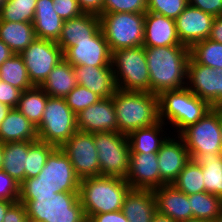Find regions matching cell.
<instances>
[{"label":"cell","instance_id":"cell-1","mask_svg":"<svg viewBox=\"0 0 222 222\" xmlns=\"http://www.w3.org/2000/svg\"><path fill=\"white\" fill-rule=\"evenodd\" d=\"M80 178L61 148H55L36 177L20 184L19 200H33L36 196H55L61 192H79Z\"/></svg>","mask_w":222,"mask_h":222},{"label":"cell","instance_id":"cell-2","mask_svg":"<svg viewBox=\"0 0 222 222\" xmlns=\"http://www.w3.org/2000/svg\"><path fill=\"white\" fill-rule=\"evenodd\" d=\"M150 77V93L186 87L187 63L190 50L187 46L144 47Z\"/></svg>","mask_w":222,"mask_h":222},{"label":"cell","instance_id":"cell-3","mask_svg":"<svg viewBox=\"0 0 222 222\" xmlns=\"http://www.w3.org/2000/svg\"><path fill=\"white\" fill-rule=\"evenodd\" d=\"M112 98L116 110L117 132L128 135L133 130L149 127L160 121L159 98L156 94L117 89Z\"/></svg>","mask_w":222,"mask_h":222},{"label":"cell","instance_id":"cell-4","mask_svg":"<svg viewBox=\"0 0 222 222\" xmlns=\"http://www.w3.org/2000/svg\"><path fill=\"white\" fill-rule=\"evenodd\" d=\"M130 189L126 180L120 177L100 175L80 179L79 199L86 219L95 214L122 210Z\"/></svg>","mask_w":222,"mask_h":222},{"label":"cell","instance_id":"cell-5","mask_svg":"<svg viewBox=\"0 0 222 222\" xmlns=\"http://www.w3.org/2000/svg\"><path fill=\"white\" fill-rule=\"evenodd\" d=\"M159 119L172 124L179 134L183 129L199 121L212 107L188 88L164 91L159 96ZM167 120V122H165ZM175 125V126H174Z\"/></svg>","mask_w":222,"mask_h":222},{"label":"cell","instance_id":"cell-6","mask_svg":"<svg viewBox=\"0 0 222 222\" xmlns=\"http://www.w3.org/2000/svg\"><path fill=\"white\" fill-rule=\"evenodd\" d=\"M26 208L30 222H84L86 220L79 192L36 196L33 200H18Z\"/></svg>","mask_w":222,"mask_h":222},{"label":"cell","instance_id":"cell-7","mask_svg":"<svg viewBox=\"0 0 222 222\" xmlns=\"http://www.w3.org/2000/svg\"><path fill=\"white\" fill-rule=\"evenodd\" d=\"M111 66L117 89L150 92V77L144 46L112 52Z\"/></svg>","mask_w":222,"mask_h":222},{"label":"cell","instance_id":"cell-8","mask_svg":"<svg viewBox=\"0 0 222 222\" xmlns=\"http://www.w3.org/2000/svg\"><path fill=\"white\" fill-rule=\"evenodd\" d=\"M99 19L111 52L143 46L145 13H102Z\"/></svg>","mask_w":222,"mask_h":222},{"label":"cell","instance_id":"cell-9","mask_svg":"<svg viewBox=\"0 0 222 222\" xmlns=\"http://www.w3.org/2000/svg\"><path fill=\"white\" fill-rule=\"evenodd\" d=\"M36 129L38 140L61 148L77 131V116L65 98L48 97L42 120Z\"/></svg>","mask_w":222,"mask_h":222},{"label":"cell","instance_id":"cell-10","mask_svg":"<svg viewBox=\"0 0 222 222\" xmlns=\"http://www.w3.org/2000/svg\"><path fill=\"white\" fill-rule=\"evenodd\" d=\"M94 144L100 165V175L126 179L129 171L130 145L120 132L94 133Z\"/></svg>","mask_w":222,"mask_h":222},{"label":"cell","instance_id":"cell-11","mask_svg":"<svg viewBox=\"0 0 222 222\" xmlns=\"http://www.w3.org/2000/svg\"><path fill=\"white\" fill-rule=\"evenodd\" d=\"M221 111L212 108L199 121L183 129L178 135L188 149L190 159L198 153H222Z\"/></svg>","mask_w":222,"mask_h":222},{"label":"cell","instance_id":"cell-12","mask_svg":"<svg viewBox=\"0 0 222 222\" xmlns=\"http://www.w3.org/2000/svg\"><path fill=\"white\" fill-rule=\"evenodd\" d=\"M33 86H41L54 67L63 59V51L55 41L35 39L20 53Z\"/></svg>","mask_w":222,"mask_h":222},{"label":"cell","instance_id":"cell-13","mask_svg":"<svg viewBox=\"0 0 222 222\" xmlns=\"http://www.w3.org/2000/svg\"><path fill=\"white\" fill-rule=\"evenodd\" d=\"M80 179L100 176L94 133L77 130L61 147Z\"/></svg>","mask_w":222,"mask_h":222},{"label":"cell","instance_id":"cell-14","mask_svg":"<svg viewBox=\"0 0 222 222\" xmlns=\"http://www.w3.org/2000/svg\"><path fill=\"white\" fill-rule=\"evenodd\" d=\"M186 88L212 108H217L222 103V69L198 64L190 57L187 63Z\"/></svg>","mask_w":222,"mask_h":222},{"label":"cell","instance_id":"cell-15","mask_svg":"<svg viewBox=\"0 0 222 222\" xmlns=\"http://www.w3.org/2000/svg\"><path fill=\"white\" fill-rule=\"evenodd\" d=\"M64 59L74 66L112 67V52L100 29L91 40L78 41L64 54Z\"/></svg>","mask_w":222,"mask_h":222},{"label":"cell","instance_id":"cell-16","mask_svg":"<svg viewBox=\"0 0 222 222\" xmlns=\"http://www.w3.org/2000/svg\"><path fill=\"white\" fill-rule=\"evenodd\" d=\"M171 135L172 134H170L157 152L160 187L162 185L173 184L181 170L190 160L188 149L182 138L178 134L172 135V137Z\"/></svg>","mask_w":222,"mask_h":222},{"label":"cell","instance_id":"cell-17","mask_svg":"<svg viewBox=\"0 0 222 222\" xmlns=\"http://www.w3.org/2000/svg\"><path fill=\"white\" fill-rule=\"evenodd\" d=\"M214 16L191 5L175 19L181 44L191 47L196 42L209 37Z\"/></svg>","mask_w":222,"mask_h":222},{"label":"cell","instance_id":"cell-18","mask_svg":"<svg viewBox=\"0 0 222 222\" xmlns=\"http://www.w3.org/2000/svg\"><path fill=\"white\" fill-rule=\"evenodd\" d=\"M76 116L79 131L87 133L117 131L116 110L112 97L102 98Z\"/></svg>","mask_w":222,"mask_h":222},{"label":"cell","instance_id":"cell-19","mask_svg":"<svg viewBox=\"0 0 222 222\" xmlns=\"http://www.w3.org/2000/svg\"><path fill=\"white\" fill-rule=\"evenodd\" d=\"M126 182L131 189L154 190L160 187L157 153H130Z\"/></svg>","mask_w":222,"mask_h":222},{"label":"cell","instance_id":"cell-20","mask_svg":"<svg viewBox=\"0 0 222 222\" xmlns=\"http://www.w3.org/2000/svg\"><path fill=\"white\" fill-rule=\"evenodd\" d=\"M144 47L186 46L181 44L174 19L153 12L145 13Z\"/></svg>","mask_w":222,"mask_h":222},{"label":"cell","instance_id":"cell-21","mask_svg":"<svg viewBox=\"0 0 222 222\" xmlns=\"http://www.w3.org/2000/svg\"><path fill=\"white\" fill-rule=\"evenodd\" d=\"M153 192L158 213L169 216L176 222L192 219L189 195L178 190L173 184L162 185Z\"/></svg>","mask_w":222,"mask_h":222},{"label":"cell","instance_id":"cell-22","mask_svg":"<svg viewBox=\"0 0 222 222\" xmlns=\"http://www.w3.org/2000/svg\"><path fill=\"white\" fill-rule=\"evenodd\" d=\"M99 16L82 13L80 16L63 22L61 35L56 42L62 49L63 54L78 41L91 40L100 30Z\"/></svg>","mask_w":222,"mask_h":222},{"label":"cell","instance_id":"cell-23","mask_svg":"<svg viewBox=\"0 0 222 222\" xmlns=\"http://www.w3.org/2000/svg\"><path fill=\"white\" fill-rule=\"evenodd\" d=\"M78 85H82L101 98H110L117 90L112 67L74 66Z\"/></svg>","mask_w":222,"mask_h":222},{"label":"cell","instance_id":"cell-24","mask_svg":"<svg viewBox=\"0 0 222 222\" xmlns=\"http://www.w3.org/2000/svg\"><path fill=\"white\" fill-rule=\"evenodd\" d=\"M121 211L129 222H151L157 212L153 190L130 189Z\"/></svg>","mask_w":222,"mask_h":222},{"label":"cell","instance_id":"cell-25","mask_svg":"<svg viewBox=\"0 0 222 222\" xmlns=\"http://www.w3.org/2000/svg\"><path fill=\"white\" fill-rule=\"evenodd\" d=\"M63 22L54 11L53 0H37L33 21L36 38L57 42Z\"/></svg>","mask_w":222,"mask_h":222},{"label":"cell","instance_id":"cell-26","mask_svg":"<svg viewBox=\"0 0 222 222\" xmlns=\"http://www.w3.org/2000/svg\"><path fill=\"white\" fill-rule=\"evenodd\" d=\"M36 127L16 108H11L0 124V142L36 141Z\"/></svg>","mask_w":222,"mask_h":222},{"label":"cell","instance_id":"cell-27","mask_svg":"<svg viewBox=\"0 0 222 222\" xmlns=\"http://www.w3.org/2000/svg\"><path fill=\"white\" fill-rule=\"evenodd\" d=\"M166 124L162 121L140 129L131 131L127 137L130 145V153H157L162 144L169 137L164 129ZM164 127V128H163ZM167 136H165V134Z\"/></svg>","mask_w":222,"mask_h":222},{"label":"cell","instance_id":"cell-28","mask_svg":"<svg viewBox=\"0 0 222 222\" xmlns=\"http://www.w3.org/2000/svg\"><path fill=\"white\" fill-rule=\"evenodd\" d=\"M77 85L73 66L63 59L40 87L49 97L65 98Z\"/></svg>","mask_w":222,"mask_h":222},{"label":"cell","instance_id":"cell-29","mask_svg":"<svg viewBox=\"0 0 222 222\" xmlns=\"http://www.w3.org/2000/svg\"><path fill=\"white\" fill-rule=\"evenodd\" d=\"M36 38L33 23L0 21V40H2L14 54H20Z\"/></svg>","mask_w":222,"mask_h":222},{"label":"cell","instance_id":"cell-30","mask_svg":"<svg viewBox=\"0 0 222 222\" xmlns=\"http://www.w3.org/2000/svg\"><path fill=\"white\" fill-rule=\"evenodd\" d=\"M34 141L9 142L3 144L1 170L21 184L25 180L26 155Z\"/></svg>","mask_w":222,"mask_h":222},{"label":"cell","instance_id":"cell-31","mask_svg":"<svg viewBox=\"0 0 222 222\" xmlns=\"http://www.w3.org/2000/svg\"><path fill=\"white\" fill-rule=\"evenodd\" d=\"M193 160L202 167L205 192L222 198V153H198Z\"/></svg>","mask_w":222,"mask_h":222},{"label":"cell","instance_id":"cell-32","mask_svg":"<svg viewBox=\"0 0 222 222\" xmlns=\"http://www.w3.org/2000/svg\"><path fill=\"white\" fill-rule=\"evenodd\" d=\"M48 97L40 86H33L22 91L16 109L37 127L42 120Z\"/></svg>","mask_w":222,"mask_h":222},{"label":"cell","instance_id":"cell-33","mask_svg":"<svg viewBox=\"0 0 222 222\" xmlns=\"http://www.w3.org/2000/svg\"><path fill=\"white\" fill-rule=\"evenodd\" d=\"M192 218L213 222L222 209V198L211 193L189 195Z\"/></svg>","mask_w":222,"mask_h":222},{"label":"cell","instance_id":"cell-34","mask_svg":"<svg viewBox=\"0 0 222 222\" xmlns=\"http://www.w3.org/2000/svg\"><path fill=\"white\" fill-rule=\"evenodd\" d=\"M0 80L22 91L33 87L20 54L12 55L0 66Z\"/></svg>","mask_w":222,"mask_h":222},{"label":"cell","instance_id":"cell-35","mask_svg":"<svg viewBox=\"0 0 222 222\" xmlns=\"http://www.w3.org/2000/svg\"><path fill=\"white\" fill-rule=\"evenodd\" d=\"M190 57L198 64L222 69V44L209 38L196 42L190 48Z\"/></svg>","mask_w":222,"mask_h":222},{"label":"cell","instance_id":"cell-36","mask_svg":"<svg viewBox=\"0 0 222 222\" xmlns=\"http://www.w3.org/2000/svg\"><path fill=\"white\" fill-rule=\"evenodd\" d=\"M173 185L187 195L205 192L202 167L190 159Z\"/></svg>","mask_w":222,"mask_h":222},{"label":"cell","instance_id":"cell-37","mask_svg":"<svg viewBox=\"0 0 222 222\" xmlns=\"http://www.w3.org/2000/svg\"><path fill=\"white\" fill-rule=\"evenodd\" d=\"M37 0H8L0 12V21H34Z\"/></svg>","mask_w":222,"mask_h":222},{"label":"cell","instance_id":"cell-38","mask_svg":"<svg viewBox=\"0 0 222 222\" xmlns=\"http://www.w3.org/2000/svg\"><path fill=\"white\" fill-rule=\"evenodd\" d=\"M56 147L46 142L36 140L28 147L26 155L25 179L36 177L46 164L49 154Z\"/></svg>","mask_w":222,"mask_h":222},{"label":"cell","instance_id":"cell-39","mask_svg":"<svg viewBox=\"0 0 222 222\" xmlns=\"http://www.w3.org/2000/svg\"><path fill=\"white\" fill-rule=\"evenodd\" d=\"M102 98L82 85H77L66 97V103L77 115Z\"/></svg>","mask_w":222,"mask_h":222},{"label":"cell","instance_id":"cell-40","mask_svg":"<svg viewBox=\"0 0 222 222\" xmlns=\"http://www.w3.org/2000/svg\"><path fill=\"white\" fill-rule=\"evenodd\" d=\"M187 5V0H147V11L175 20Z\"/></svg>","mask_w":222,"mask_h":222},{"label":"cell","instance_id":"cell-41","mask_svg":"<svg viewBox=\"0 0 222 222\" xmlns=\"http://www.w3.org/2000/svg\"><path fill=\"white\" fill-rule=\"evenodd\" d=\"M147 0H104L102 13H146Z\"/></svg>","mask_w":222,"mask_h":222},{"label":"cell","instance_id":"cell-42","mask_svg":"<svg viewBox=\"0 0 222 222\" xmlns=\"http://www.w3.org/2000/svg\"><path fill=\"white\" fill-rule=\"evenodd\" d=\"M20 184L0 169V200L18 201Z\"/></svg>","mask_w":222,"mask_h":222},{"label":"cell","instance_id":"cell-43","mask_svg":"<svg viewBox=\"0 0 222 222\" xmlns=\"http://www.w3.org/2000/svg\"><path fill=\"white\" fill-rule=\"evenodd\" d=\"M54 11L63 21L80 16L83 12L77 0H53Z\"/></svg>","mask_w":222,"mask_h":222},{"label":"cell","instance_id":"cell-44","mask_svg":"<svg viewBox=\"0 0 222 222\" xmlns=\"http://www.w3.org/2000/svg\"><path fill=\"white\" fill-rule=\"evenodd\" d=\"M22 94V90L13 87L11 84H8L2 80H0V103L5 104L10 108H16L20 96Z\"/></svg>","mask_w":222,"mask_h":222},{"label":"cell","instance_id":"cell-45","mask_svg":"<svg viewBox=\"0 0 222 222\" xmlns=\"http://www.w3.org/2000/svg\"><path fill=\"white\" fill-rule=\"evenodd\" d=\"M187 3L214 17L222 15V0H187Z\"/></svg>","mask_w":222,"mask_h":222},{"label":"cell","instance_id":"cell-46","mask_svg":"<svg viewBox=\"0 0 222 222\" xmlns=\"http://www.w3.org/2000/svg\"><path fill=\"white\" fill-rule=\"evenodd\" d=\"M3 222H30L23 203L15 202L6 212Z\"/></svg>","mask_w":222,"mask_h":222},{"label":"cell","instance_id":"cell-47","mask_svg":"<svg viewBox=\"0 0 222 222\" xmlns=\"http://www.w3.org/2000/svg\"><path fill=\"white\" fill-rule=\"evenodd\" d=\"M90 220L91 222H129L121 210L95 214Z\"/></svg>","mask_w":222,"mask_h":222},{"label":"cell","instance_id":"cell-48","mask_svg":"<svg viewBox=\"0 0 222 222\" xmlns=\"http://www.w3.org/2000/svg\"><path fill=\"white\" fill-rule=\"evenodd\" d=\"M104 0H77L79 8L83 13H90L97 16L102 15Z\"/></svg>","mask_w":222,"mask_h":222},{"label":"cell","instance_id":"cell-49","mask_svg":"<svg viewBox=\"0 0 222 222\" xmlns=\"http://www.w3.org/2000/svg\"><path fill=\"white\" fill-rule=\"evenodd\" d=\"M208 38L222 44V15L214 18Z\"/></svg>","mask_w":222,"mask_h":222},{"label":"cell","instance_id":"cell-50","mask_svg":"<svg viewBox=\"0 0 222 222\" xmlns=\"http://www.w3.org/2000/svg\"><path fill=\"white\" fill-rule=\"evenodd\" d=\"M12 55H14V52L0 40V66Z\"/></svg>","mask_w":222,"mask_h":222},{"label":"cell","instance_id":"cell-51","mask_svg":"<svg viewBox=\"0 0 222 222\" xmlns=\"http://www.w3.org/2000/svg\"><path fill=\"white\" fill-rule=\"evenodd\" d=\"M18 201L0 200V222H3V218L6 215L7 210Z\"/></svg>","mask_w":222,"mask_h":222},{"label":"cell","instance_id":"cell-52","mask_svg":"<svg viewBox=\"0 0 222 222\" xmlns=\"http://www.w3.org/2000/svg\"><path fill=\"white\" fill-rule=\"evenodd\" d=\"M151 222H176V221L172 220L169 216H165L156 212Z\"/></svg>","mask_w":222,"mask_h":222},{"label":"cell","instance_id":"cell-53","mask_svg":"<svg viewBox=\"0 0 222 222\" xmlns=\"http://www.w3.org/2000/svg\"><path fill=\"white\" fill-rule=\"evenodd\" d=\"M10 109L11 108L8 107L7 105L0 103V124L5 119V117L7 116L8 112L10 111Z\"/></svg>","mask_w":222,"mask_h":222},{"label":"cell","instance_id":"cell-54","mask_svg":"<svg viewBox=\"0 0 222 222\" xmlns=\"http://www.w3.org/2000/svg\"><path fill=\"white\" fill-rule=\"evenodd\" d=\"M2 159H3V144L0 142V169L2 166Z\"/></svg>","mask_w":222,"mask_h":222},{"label":"cell","instance_id":"cell-55","mask_svg":"<svg viewBox=\"0 0 222 222\" xmlns=\"http://www.w3.org/2000/svg\"><path fill=\"white\" fill-rule=\"evenodd\" d=\"M182 222H209V221L192 218V219H189V220H186V221H182Z\"/></svg>","mask_w":222,"mask_h":222},{"label":"cell","instance_id":"cell-56","mask_svg":"<svg viewBox=\"0 0 222 222\" xmlns=\"http://www.w3.org/2000/svg\"><path fill=\"white\" fill-rule=\"evenodd\" d=\"M213 222H222V209Z\"/></svg>","mask_w":222,"mask_h":222},{"label":"cell","instance_id":"cell-57","mask_svg":"<svg viewBox=\"0 0 222 222\" xmlns=\"http://www.w3.org/2000/svg\"><path fill=\"white\" fill-rule=\"evenodd\" d=\"M8 0H0V12L3 6L7 3Z\"/></svg>","mask_w":222,"mask_h":222},{"label":"cell","instance_id":"cell-58","mask_svg":"<svg viewBox=\"0 0 222 222\" xmlns=\"http://www.w3.org/2000/svg\"><path fill=\"white\" fill-rule=\"evenodd\" d=\"M222 113V103L217 107Z\"/></svg>","mask_w":222,"mask_h":222},{"label":"cell","instance_id":"cell-59","mask_svg":"<svg viewBox=\"0 0 222 222\" xmlns=\"http://www.w3.org/2000/svg\"><path fill=\"white\" fill-rule=\"evenodd\" d=\"M221 137H222V113H221Z\"/></svg>","mask_w":222,"mask_h":222},{"label":"cell","instance_id":"cell-60","mask_svg":"<svg viewBox=\"0 0 222 222\" xmlns=\"http://www.w3.org/2000/svg\"><path fill=\"white\" fill-rule=\"evenodd\" d=\"M84 222H91V220L90 219H86Z\"/></svg>","mask_w":222,"mask_h":222}]
</instances>
